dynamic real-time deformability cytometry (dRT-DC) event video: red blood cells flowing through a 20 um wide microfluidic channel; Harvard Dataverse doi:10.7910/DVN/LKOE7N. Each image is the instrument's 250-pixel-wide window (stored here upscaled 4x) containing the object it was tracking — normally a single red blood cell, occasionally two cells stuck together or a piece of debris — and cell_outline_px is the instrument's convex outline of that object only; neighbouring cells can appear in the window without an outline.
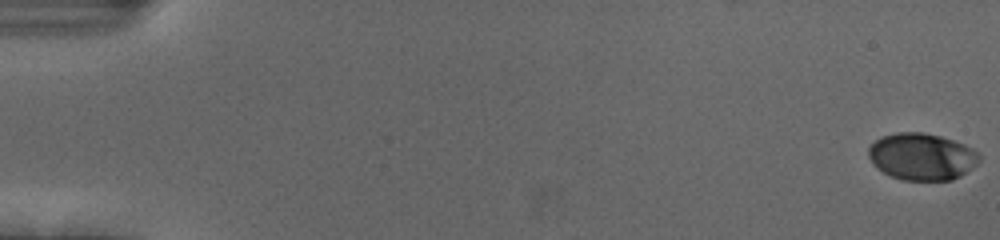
{"species": "human", "species_latin": "Homo sapiens", "temperature_condition": "cold", "stored_images_in_passage": 56, "camera_frame_rate_fps": 3000, "um_per_image_px": 0.085, "donor": {"sex": "female"}, "frame": {"image": 1, "passage_image": 1, "time_ms": 0.0, "image_size_px": [1000, 240], "cell_outline_px": [[980, 160], [972, 168], [960, 176], [952, 180], [904, 180], [892, 176], [884, 172], [872, 164], [868, 156], [868, 148], [880, 136], [896, 132], [924, 132], [940, 136], [964, 144], [972, 148], [980, 156]], "centroid_in_image_um": [78.34, 13.3], "position_along_channel_um": 6.7, "area_um2": 30.29}}
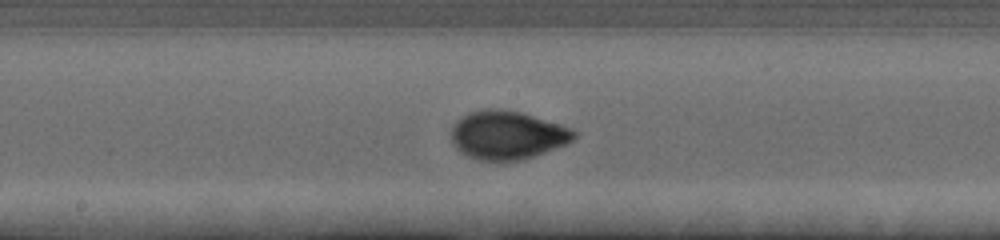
{"frame": {"image": 2, "passage_image": 31, "time_ms": 10.0, "image_size_px": [1000, 240], "cell_outline_px": [[576, 136], [572, 140], [564, 144], [524, 160], [480, 160], [468, 156], [460, 152], [456, 148], [452, 140], [452, 128], [456, 120], [460, 116], [468, 112], [484, 108], [500, 108], [520, 112], [572, 128], [576, 132]], "centroid_in_image_um": [43.08, 11.46], "position_along_channel_um": 205.1, "area_um2": 34.56}}
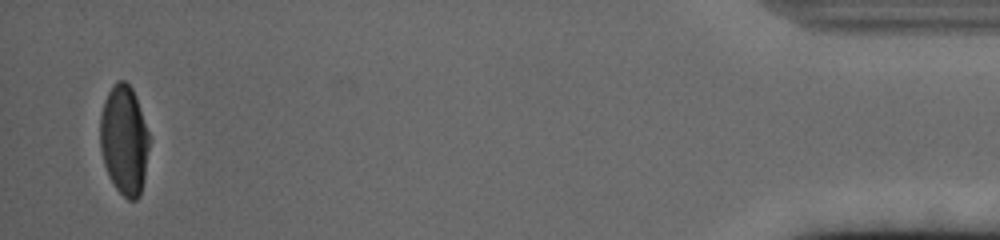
{"frame": {"image": 3, "passage_image": 55, "time_ms": 18.0, "image_size_px": [1000, 240], "cell_outline_px": [[148, 148], [144, 180], [140, 196], [136, 200], [128, 200], [116, 188], [108, 176], [104, 164], [100, 148], [100, 112], [104, 100], [108, 92], [116, 80], [124, 80], [132, 88], [136, 96], [148, 132]], "centroid_in_image_um": [10.53, 11.9], "position_along_channel_um": 424.7, "area_um2": 31.39}, "authors_computed_cell_mechanics": {"area_um2": 32.4836, "velocity_mm_per_s": 3.7074, "shape_relaxation_time_tau1_ms": 3.5602, "shape_relaxation_time_tau2_ms": null, "deformation_change_tau1": 0.1588, "deformation_change_tau2": null}}